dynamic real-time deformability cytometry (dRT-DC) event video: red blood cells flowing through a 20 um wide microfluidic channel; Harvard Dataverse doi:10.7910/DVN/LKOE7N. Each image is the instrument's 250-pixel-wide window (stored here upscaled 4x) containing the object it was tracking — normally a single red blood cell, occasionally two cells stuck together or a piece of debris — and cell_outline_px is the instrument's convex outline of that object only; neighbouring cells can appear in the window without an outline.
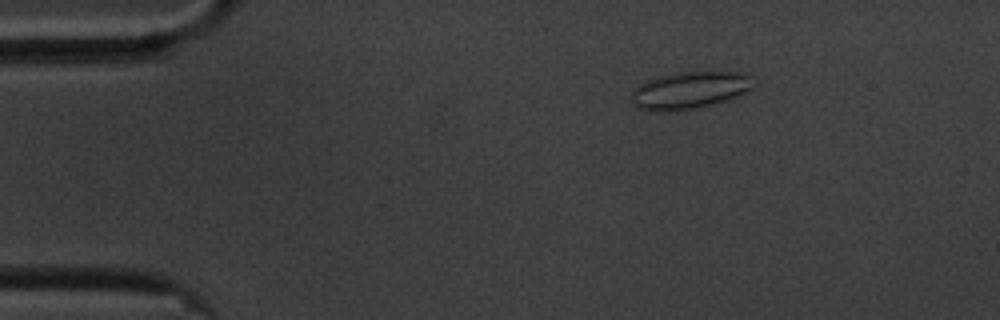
{"species": "common noctule bat (a hibernating species)", "species_latin": "Nyctalus noctula", "temperature_condition": "cold", "stored_images_in_passage": 49, "camera_frame_rate_fps": 3000, "um_per_image_px": 0.085, "animal": {"sex": "male", "body_mass_g": 20.1, "forearm_length_mm": 53.5}, "frame": {"image": 1, "passage_image": 1, "time_ms": 0.0, "image_size_px": [1000, 320], "cell_outline_px": [[756, 84], [752, 88], [736, 96], [712, 104], [692, 108], [664, 112], [656, 112], [636, 108], [632, 100], [632, 92], [640, 84], [656, 76], [680, 72], [744, 72], [752, 76]], "centroid_in_image_um": [58.62, 7.66], "position_along_channel_um": 26.4, "area_um2": 26.36}}
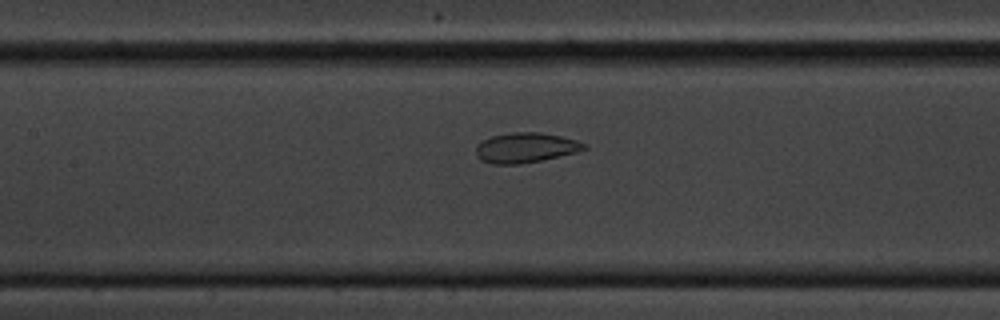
{"frame": {"image": 2, "passage_image": 18, "time_ms": 5.667, "image_size_px": [1000, 320], "cell_outline_px": [[588, 148], [576, 152], [540, 160], [520, 164], [492, 164], [480, 160], [476, 156], [476, 148], [484, 140], [492, 136], [512, 132], [540, 132], [560, 136], [576, 140], [588, 144]], "centroid_in_image_um": [44.69, 12.55], "position_along_channel_um": 162.7, "area_um2": 18.79}}
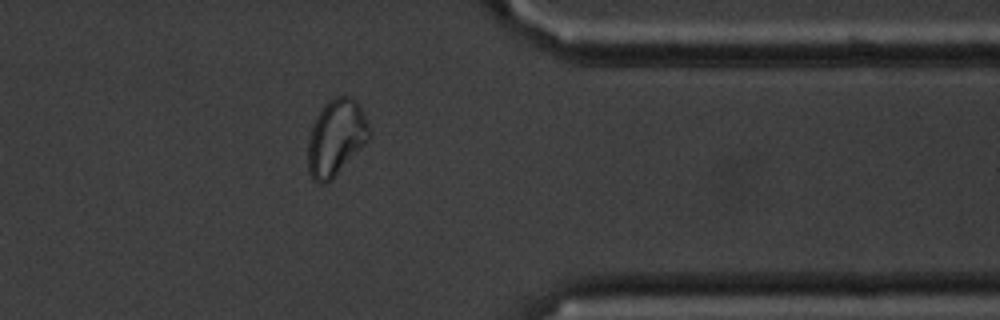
{"frame": {"image": 3, "passage_image": 38, "time_ms": 12.333, "image_size_px": [1000, 320], "cell_outline_px": [[372, 136], [332, 180], [324, 184], [316, 184], [312, 180], [308, 172], [308, 140], [316, 116], [324, 104], [328, 100], [336, 96], [352, 96], [360, 104], [372, 132]], "centroid_in_image_um": [28.57, 11.7], "position_along_channel_um": 382.8, "area_um2": 27.69}, "authors_computed_cell_mechanics": {"area_um2": 21.5016, "velocity_mm_per_s": 3.4792, "shape_relaxation_time_tau1_ms": null, "shape_relaxation_time_tau2_ms": 1.0055, "deformation_change_tau1": null, "deformation_change_tau2": 0.0557}}